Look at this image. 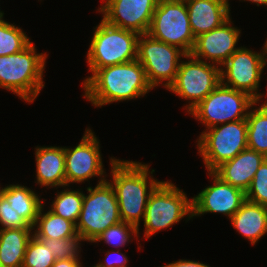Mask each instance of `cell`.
<instances>
[{"label":"cell","mask_w":267,"mask_h":267,"mask_svg":"<svg viewBox=\"0 0 267 267\" xmlns=\"http://www.w3.org/2000/svg\"><path fill=\"white\" fill-rule=\"evenodd\" d=\"M83 87L84 98L95 107L135 100L153 89L137 59L98 69L93 75L85 78Z\"/></svg>","instance_id":"6da1fadb"},{"label":"cell","mask_w":267,"mask_h":267,"mask_svg":"<svg viewBox=\"0 0 267 267\" xmlns=\"http://www.w3.org/2000/svg\"><path fill=\"white\" fill-rule=\"evenodd\" d=\"M110 165L112 181L109 183L118 201L121 220L134 225L139 236L140 219H144L149 195L161 181L149 175L155 170L150 172L145 163L111 157Z\"/></svg>","instance_id":"7a4b0ae2"},{"label":"cell","mask_w":267,"mask_h":267,"mask_svg":"<svg viewBox=\"0 0 267 267\" xmlns=\"http://www.w3.org/2000/svg\"><path fill=\"white\" fill-rule=\"evenodd\" d=\"M46 53H37L31 42L22 51L0 56V88L12 91L25 102L32 103L43 89Z\"/></svg>","instance_id":"3957f363"},{"label":"cell","mask_w":267,"mask_h":267,"mask_svg":"<svg viewBox=\"0 0 267 267\" xmlns=\"http://www.w3.org/2000/svg\"><path fill=\"white\" fill-rule=\"evenodd\" d=\"M94 30L86 59L92 75L103 67L137 59L139 34L112 26L103 19Z\"/></svg>","instance_id":"277c9868"},{"label":"cell","mask_w":267,"mask_h":267,"mask_svg":"<svg viewBox=\"0 0 267 267\" xmlns=\"http://www.w3.org/2000/svg\"><path fill=\"white\" fill-rule=\"evenodd\" d=\"M192 217V200L170 181H161L149 195L145 209L144 237L149 238L162 229L170 228L182 218Z\"/></svg>","instance_id":"5b68a950"},{"label":"cell","mask_w":267,"mask_h":267,"mask_svg":"<svg viewBox=\"0 0 267 267\" xmlns=\"http://www.w3.org/2000/svg\"><path fill=\"white\" fill-rule=\"evenodd\" d=\"M83 193V203L76 223L77 234L85 241L94 240L108 227L121 222L118 201L109 180L87 187Z\"/></svg>","instance_id":"8992f818"},{"label":"cell","mask_w":267,"mask_h":267,"mask_svg":"<svg viewBox=\"0 0 267 267\" xmlns=\"http://www.w3.org/2000/svg\"><path fill=\"white\" fill-rule=\"evenodd\" d=\"M197 140L198 153L207 172H212L248 148L247 121L243 119L216 125L202 132Z\"/></svg>","instance_id":"52a82bcc"},{"label":"cell","mask_w":267,"mask_h":267,"mask_svg":"<svg viewBox=\"0 0 267 267\" xmlns=\"http://www.w3.org/2000/svg\"><path fill=\"white\" fill-rule=\"evenodd\" d=\"M256 102L249 94L220 83L188 114L209 129L227 122L246 119L250 108Z\"/></svg>","instance_id":"ba28073f"},{"label":"cell","mask_w":267,"mask_h":267,"mask_svg":"<svg viewBox=\"0 0 267 267\" xmlns=\"http://www.w3.org/2000/svg\"><path fill=\"white\" fill-rule=\"evenodd\" d=\"M147 34L191 54L196 38L185 0H158Z\"/></svg>","instance_id":"9c48e42d"},{"label":"cell","mask_w":267,"mask_h":267,"mask_svg":"<svg viewBox=\"0 0 267 267\" xmlns=\"http://www.w3.org/2000/svg\"><path fill=\"white\" fill-rule=\"evenodd\" d=\"M185 58L189 60L181 61L175 80L167 90L189 101L185 106L189 113L221 83V76L219 66L191 54Z\"/></svg>","instance_id":"30bf717a"},{"label":"cell","mask_w":267,"mask_h":267,"mask_svg":"<svg viewBox=\"0 0 267 267\" xmlns=\"http://www.w3.org/2000/svg\"><path fill=\"white\" fill-rule=\"evenodd\" d=\"M187 54L180 48L142 34L138 39L137 60L143 66L149 84H163L168 89L174 82L178 68Z\"/></svg>","instance_id":"8fae6325"},{"label":"cell","mask_w":267,"mask_h":267,"mask_svg":"<svg viewBox=\"0 0 267 267\" xmlns=\"http://www.w3.org/2000/svg\"><path fill=\"white\" fill-rule=\"evenodd\" d=\"M261 51L258 53L244 46L239 47L220 67L221 83L235 90L243 91L260 102L264 94L258 91L265 67L264 49Z\"/></svg>","instance_id":"7c38bea8"},{"label":"cell","mask_w":267,"mask_h":267,"mask_svg":"<svg viewBox=\"0 0 267 267\" xmlns=\"http://www.w3.org/2000/svg\"><path fill=\"white\" fill-rule=\"evenodd\" d=\"M100 142L90 128H86L80 143L76 147H64L66 186L73 183L89 181L100 177L98 184L105 182L106 173L102 163Z\"/></svg>","instance_id":"4fadbf2b"},{"label":"cell","mask_w":267,"mask_h":267,"mask_svg":"<svg viewBox=\"0 0 267 267\" xmlns=\"http://www.w3.org/2000/svg\"><path fill=\"white\" fill-rule=\"evenodd\" d=\"M105 1V2H104ZM98 8L103 20L115 27L147 34L158 0H103Z\"/></svg>","instance_id":"5bb4252c"},{"label":"cell","mask_w":267,"mask_h":267,"mask_svg":"<svg viewBox=\"0 0 267 267\" xmlns=\"http://www.w3.org/2000/svg\"><path fill=\"white\" fill-rule=\"evenodd\" d=\"M213 185L207 186L192 199V217L205 213H223L231 218L246 201V193L224 182L213 171L208 172Z\"/></svg>","instance_id":"9a60e30c"},{"label":"cell","mask_w":267,"mask_h":267,"mask_svg":"<svg viewBox=\"0 0 267 267\" xmlns=\"http://www.w3.org/2000/svg\"><path fill=\"white\" fill-rule=\"evenodd\" d=\"M231 25L229 18L221 26L196 37L191 55L221 67L239 49L235 46L238 44L241 30Z\"/></svg>","instance_id":"2e32d148"},{"label":"cell","mask_w":267,"mask_h":267,"mask_svg":"<svg viewBox=\"0 0 267 267\" xmlns=\"http://www.w3.org/2000/svg\"><path fill=\"white\" fill-rule=\"evenodd\" d=\"M265 159L263 154L246 148L233 159L223 162L213 172L224 182L246 192Z\"/></svg>","instance_id":"e0dca14e"},{"label":"cell","mask_w":267,"mask_h":267,"mask_svg":"<svg viewBox=\"0 0 267 267\" xmlns=\"http://www.w3.org/2000/svg\"><path fill=\"white\" fill-rule=\"evenodd\" d=\"M185 3L195 38L230 18L229 0H185Z\"/></svg>","instance_id":"ac0fdd59"},{"label":"cell","mask_w":267,"mask_h":267,"mask_svg":"<svg viewBox=\"0 0 267 267\" xmlns=\"http://www.w3.org/2000/svg\"><path fill=\"white\" fill-rule=\"evenodd\" d=\"M36 181L41 186L65 187V153L64 147L37 146L35 149Z\"/></svg>","instance_id":"d6986e66"},{"label":"cell","mask_w":267,"mask_h":267,"mask_svg":"<svg viewBox=\"0 0 267 267\" xmlns=\"http://www.w3.org/2000/svg\"><path fill=\"white\" fill-rule=\"evenodd\" d=\"M230 220L238 233L255 245L267 233V206L246 200Z\"/></svg>","instance_id":"ffe728a7"},{"label":"cell","mask_w":267,"mask_h":267,"mask_svg":"<svg viewBox=\"0 0 267 267\" xmlns=\"http://www.w3.org/2000/svg\"><path fill=\"white\" fill-rule=\"evenodd\" d=\"M34 228L0 229V266L22 267Z\"/></svg>","instance_id":"44dd1931"},{"label":"cell","mask_w":267,"mask_h":267,"mask_svg":"<svg viewBox=\"0 0 267 267\" xmlns=\"http://www.w3.org/2000/svg\"><path fill=\"white\" fill-rule=\"evenodd\" d=\"M1 194L8 200L19 216L33 227L43 204L38 194L30 188L19 184H10L3 187Z\"/></svg>","instance_id":"7402d4cb"},{"label":"cell","mask_w":267,"mask_h":267,"mask_svg":"<svg viewBox=\"0 0 267 267\" xmlns=\"http://www.w3.org/2000/svg\"><path fill=\"white\" fill-rule=\"evenodd\" d=\"M43 206L44 205H42L37 220L33 226V235L36 238L54 240L71 238L78 235L76 225L73 222L56 215L50 209L46 213H43Z\"/></svg>","instance_id":"603a6c76"},{"label":"cell","mask_w":267,"mask_h":267,"mask_svg":"<svg viewBox=\"0 0 267 267\" xmlns=\"http://www.w3.org/2000/svg\"><path fill=\"white\" fill-rule=\"evenodd\" d=\"M257 103L250 108L246 118L247 144L249 149L267 157V99L259 108L255 107Z\"/></svg>","instance_id":"cb8c5ba5"},{"label":"cell","mask_w":267,"mask_h":267,"mask_svg":"<svg viewBox=\"0 0 267 267\" xmlns=\"http://www.w3.org/2000/svg\"><path fill=\"white\" fill-rule=\"evenodd\" d=\"M82 203L83 191L65 188L61 192H58L54 201H52L50 210L76 225L82 209Z\"/></svg>","instance_id":"d4e9b609"},{"label":"cell","mask_w":267,"mask_h":267,"mask_svg":"<svg viewBox=\"0 0 267 267\" xmlns=\"http://www.w3.org/2000/svg\"><path fill=\"white\" fill-rule=\"evenodd\" d=\"M3 15H0V56L18 53L31 43L23 29L3 20Z\"/></svg>","instance_id":"484cf974"},{"label":"cell","mask_w":267,"mask_h":267,"mask_svg":"<svg viewBox=\"0 0 267 267\" xmlns=\"http://www.w3.org/2000/svg\"><path fill=\"white\" fill-rule=\"evenodd\" d=\"M45 246L49 247L56 260L74 259L80 260V242L85 241L80 235L64 239L37 238Z\"/></svg>","instance_id":"4316f807"},{"label":"cell","mask_w":267,"mask_h":267,"mask_svg":"<svg viewBox=\"0 0 267 267\" xmlns=\"http://www.w3.org/2000/svg\"><path fill=\"white\" fill-rule=\"evenodd\" d=\"M55 261L50 248L33 235L28 242L22 267H51Z\"/></svg>","instance_id":"83f0119b"},{"label":"cell","mask_w":267,"mask_h":267,"mask_svg":"<svg viewBox=\"0 0 267 267\" xmlns=\"http://www.w3.org/2000/svg\"><path fill=\"white\" fill-rule=\"evenodd\" d=\"M133 236L138 238L137 228L132 224L121 221L108 227L94 240L93 243L104 241L106 244L116 248L123 247L126 245V242H130L129 240L132 239Z\"/></svg>","instance_id":"f1b7e54d"},{"label":"cell","mask_w":267,"mask_h":267,"mask_svg":"<svg viewBox=\"0 0 267 267\" xmlns=\"http://www.w3.org/2000/svg\"><path fill=\"white\" fill-rule=\"evenodd\" d=\"M245 193L246 200L267 206V159L258 168L250 187Z\"/></svg>","instance_id":"f546056e"},{"label":"cell","mask_w":267,"mask_h":267,"mask_svg":"<svg viewBox=\"0 0 267 267\" xmlns=\"http://www.w3.org/2000/svg\"><path fill=\"white\" fill-rule=\"evenodd\" d=\"M0 229L33 228L13 209L8 200L0 195Z\"/></svg>","instance_id":"4dcf8cb0"},{"label":"cell","mask_w":267,"mask_h":267,"mask_svg":"<svg viewBox=\"0 0 267 267\" xmlns=\"http://www.w3.org/2000/svg\"><path fill=\"white\" fill-rule=\"evenodd\" d=\"M106 252L105 261H99L93 267H127L128 259L125 254L120 252V249L108 250Z\"/></svg>","instance_id":"1f68e13d"},{"label":"cell","mask_w":267,"mask_h":267,"mask_svg":"<svg viewBox=\"0 0 267 267\" xmlns=\"http://www.w3.org/2000/svg\"><path fill=\"white\" fill-rule=\"evenodd\" d=\"M162 267H210V266L198 261L180 259L178 261H174Z\"/></svg>","instance_id":"d6a6232c"},{"label":"cell","mask_w":267,"mask_h":267,"mask_svg":"<svg viewBox=\"0 0 267 267\" xmlns=\"http://www.w3.org/2000/svg\"><path fill=\"white\" fill-rule=\"evenodd\" d=\"M51 267H83L80 260L62 259L56 260Z\"/></svg>","instance_id":"836d02e7"},{"label":"cell","mask_w":267,"mask_h":267,"mask_svg":"<svg viewBox=\"0 0 267 267\" xmlns=\"http://www.w3.org/2000/svg\"><path fill=\"white\" fill-rule=\"evenodd\" d=\"M245 1V0H244ZM246 1H250L252 3L257 4V6L260 5H267V0H246ZM260 4V5H259Z\"/></svg>","instance_id":"e575fe53"},{"label":"cell","mask_w":267,"mask_h":267,"mask_svg":"<svg viewBox=\"0 0 267 267\" xmlns=\"http://www.w3.org/2000/svg\"><path fill=\"white\" fill-rule=\"evenodd\" d=\"M263 49H264V62H265V66L267 65V40L265 42V44H263Z\"/></svg>","instance_id":"d590c367"}]
</instances>
